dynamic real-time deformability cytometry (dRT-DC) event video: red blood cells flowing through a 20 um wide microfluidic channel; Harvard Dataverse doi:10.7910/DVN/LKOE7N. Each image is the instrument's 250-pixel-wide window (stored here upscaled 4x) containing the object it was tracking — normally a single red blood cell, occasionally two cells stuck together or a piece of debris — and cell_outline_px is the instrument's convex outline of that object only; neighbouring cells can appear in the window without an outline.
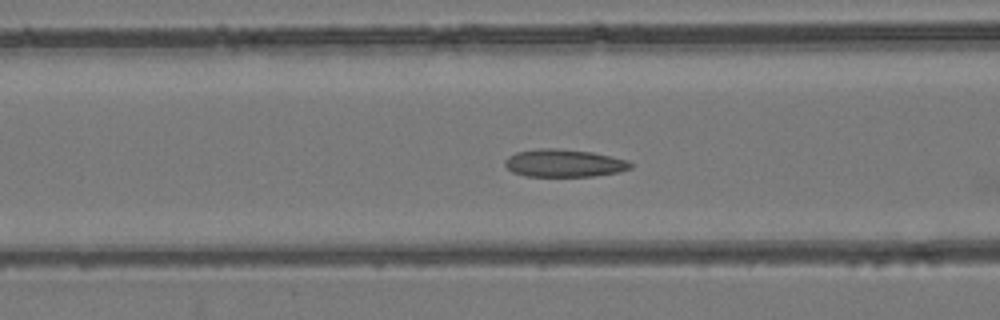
{"species": "common noctule bat (a hibernating species)", "species_latin": "Nyctalus noctula", "temperature_condition": "room temperature", "stored_images_in_passage": 53, "camera_frame_rate_fps": 3000, "um_per_image_px": 0.085, "animal": {"sex": "female", "body_mass_g": 24.6, "forearm_length_mm": 56.2}, "frame": {"image": 1, "passage_image": 21, "time_ms": 6.667, "image_size_px": [1000, 320], "cell_outline_px": [[632, 168], [616, 172], [592, 176], [524, 176], [512, 172], [504, 164], [504, 160], [508, 156], [516, 152], [536, 148], [556, 148], [592, 152], [628, 160], [632, 164]], "centroid_in_image_um": [47.9, 13.86], "position_along_channel_um": 118.7, "area_um2": 20.29}}
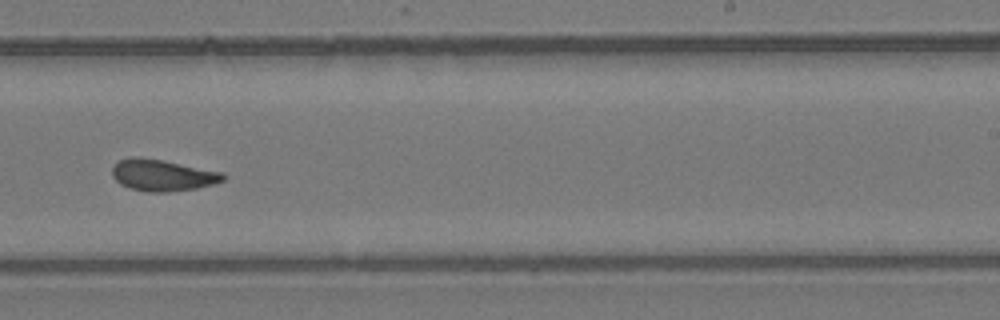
{"frame": {"image": 2, "passage_image": 33, "time_ms": 10.667, "image_size_px": [1000, 320], "cell_outline_px": [[224, 180], [216, 184], [196, 188], [168, 192], [148, 192], [132, 188], [120, 184], [112, 176], [112, 168], [120, 160], [132, 156], [140, 156], [224, 172]], "centroid_in_image_um": [13.82, 14.89], "position_along_channel_um": 275.2, "area_um2": 20.35}}
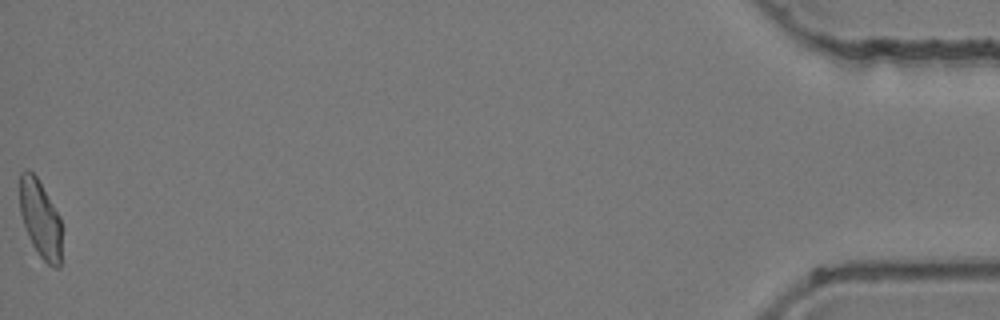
{"frame": {"image": 3, "passage_image": 53, "time_ms": 17.333, "image_size_px": [1000, 320], "cell_outline_px": [[60, 268], [56, 268], [48, 264], [40, 256], [32, 244], [28, 236], [20, 212], [20, 172], [24, 168], [28, 168], [36, 176], [60, 216]], "centroid_in_image_um": [3.41, 18.57], "position_along_channel_um": 431.8, "area_um2": 18.79}, "authors_computed_cell_mechanics": {"area_um2": 19.7676, "velocity_mm_per_s": 3.9113, "shape_relaxation_time_tau1_ms": null, "shape_relaxation_time_tau2_ms": 1.6736, "deformation_change_tau1": null, "deformation_change_tau2": 0.063}}